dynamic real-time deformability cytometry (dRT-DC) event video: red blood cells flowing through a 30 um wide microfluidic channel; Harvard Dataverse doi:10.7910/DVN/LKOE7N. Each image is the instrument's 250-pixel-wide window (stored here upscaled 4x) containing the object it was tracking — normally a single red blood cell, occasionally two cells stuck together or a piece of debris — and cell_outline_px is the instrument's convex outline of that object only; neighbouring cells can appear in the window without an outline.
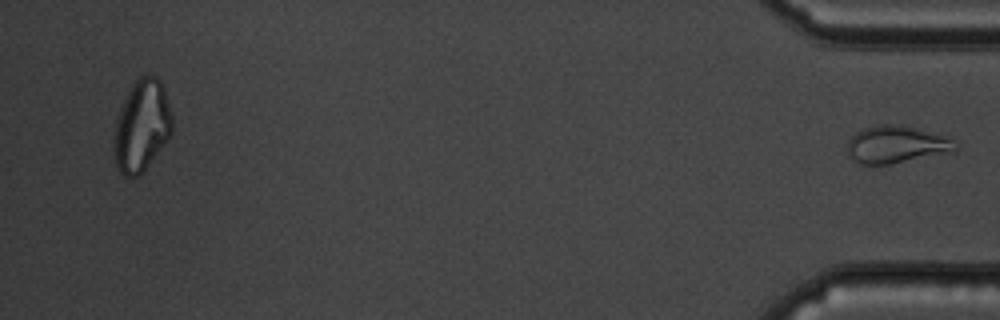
{"species": "common noctule bat (a hibernating species)", "species_latin": "Nyctalus noctula", "temperature_condition": "cold", "stored_images_in_passage": 53, "segment_of_instrument_passage": [2, 2], "camera_frame_rate_fps": 3000, "um_per_image_px": 0.085, "animal": {"sex": "male", "body_mass_g": 19.5, "forearm_length_mm": 54.6}, "frame": {"image": 1, "passage_image": 53, "time_ms": 17.333, "image_size_px": [1000, 320], "cell_outline_px": [[956, 152], [888, 164], [860, 164], [844, 148], [848, 140], [856, 132], [864, 128], [880, 124], [900, 124], [920, 128], [948, 136], [952, 140], [956, 148]], "centroid_in_image_um": [76.22, 12.26], "position_along_channel_um": 359.0, "area_um2": 23.76}}